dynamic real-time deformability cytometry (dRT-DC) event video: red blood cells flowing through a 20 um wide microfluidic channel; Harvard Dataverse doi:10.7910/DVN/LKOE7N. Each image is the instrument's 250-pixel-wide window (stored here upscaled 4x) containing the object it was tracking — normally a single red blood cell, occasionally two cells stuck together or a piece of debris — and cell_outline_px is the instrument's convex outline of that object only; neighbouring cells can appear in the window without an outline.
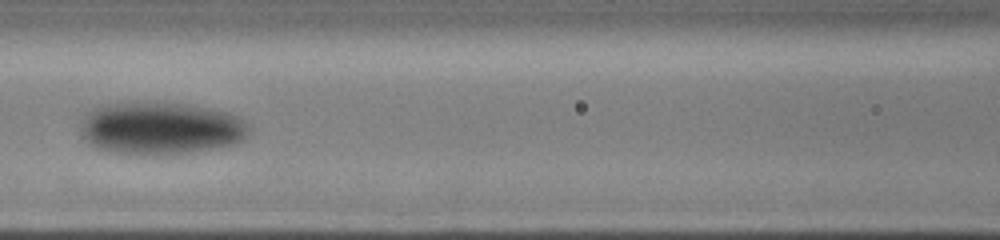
{"species": "human", "species_latin": "Homo sapiens", "temperature_condition": "cold", "stored_images_in_passage": 16, "camera_frame_rate_fps": 3000, "um_per_image_px": 0.085, "donor": {"sex": "male"}, "frame": {"image": 1, "passage_image": 11, "time_ms": 2.667, "image_size_px": [1000, 240], "cell_outline_px": [[252, 132], [244, 140], [236, 144], [184, 152], [152, 156], [140, 156], [116, 152], [96, 148], [84, 140], [80, 124], [80, 116], [84, 112], [100, 104], [120, 100], [148, 100], [188, 104], [228, 112], [240, 116], [252, 128]], "centroid_in_image_um": [13.6, 10.85], "position_along_channel_um": 153.0, "area_um2": 53.58}}